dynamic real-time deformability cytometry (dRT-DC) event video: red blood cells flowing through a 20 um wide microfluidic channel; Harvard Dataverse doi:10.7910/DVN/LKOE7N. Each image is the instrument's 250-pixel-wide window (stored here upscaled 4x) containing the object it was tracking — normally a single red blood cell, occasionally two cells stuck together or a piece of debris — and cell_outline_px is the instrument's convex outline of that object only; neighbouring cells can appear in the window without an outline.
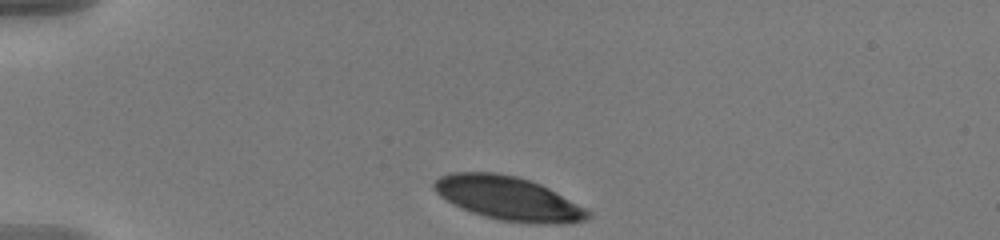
{"species": "human", "species_latin": "Homo sapiens", "temperature_condition": "warm", "stored_images_in_passage": 37, "camera_frame_rate_fps": 3000, "um_per_image_px": 0.085, "donor": {"sex": "male"}, "frame": {"image": 1, "passage_image": 1, "time_ms": 0.0, "image_size_px": [1000, 240], "cell_outline_px": [[592, 216], [584, 220], [572, 224], [536, 224], [500, 220], [484, 216], [472, 212], [452, 204], [440, 196], [432, 188], [432, 184], [440, 176], [452, 172], [496, 172], [516, 176], [540, 184], [548, 188], [592, 212]], "centroid_in_image_um": [43.21, 16.87], "position_along_channel_um": 41.8, "area_um2": 39.25}}
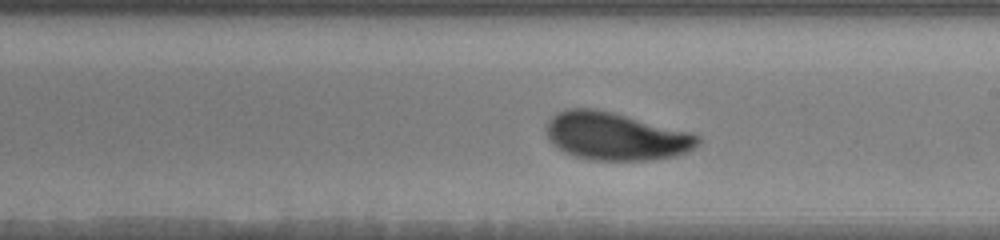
{"frame": {"image": 2, "passage_image": 21, "time_ms": 6.667, "image_size_px": [1000, 240], "cell_outline_px": [[700, 144], [688, 152], [676, 156], [648, 160], [592, 160], [576, 156], [564, 152], [552, 144], [544, 128], [548, 120], [556, 112], [568, 108], [596, 108], [692, 132], [700, 136]], "centroid_in_image_um": [52.34, 11.57], "position_along_channel_um": 236.7, "area_um2": 42.54}}
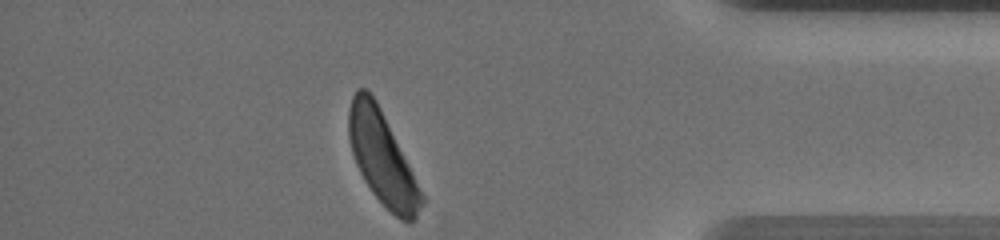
{"frame": {"image": 3, "passage_image": 37, "time_ms": 12.0, "image_size_px": [1000, 240], "cell_outline_px": [[424, 200], [416, 216], [412, 220], [400, 220], [372, 192], [364, 180], [356, 164], [352, 152], [348, 136], [348, 108], [352, 96], [356, 88], [364, 88], [376, 100], [424, 196]], "centroid_in_image_um": [32.44, 13.4], "position_along_channel_um": 402.8, "area_um2": 38.32}, "authors_computed_cell_mechanics": {"area_um2": 41.5582, "velocity_mm_per_s": 3.5976, "shape_relaxation_time_tau1_ms": 2.8967, "shape_relaxation_time_tau2_ms": null, "deformation_change_tau1": 0.1372, "deformation_change_tau2": null}}